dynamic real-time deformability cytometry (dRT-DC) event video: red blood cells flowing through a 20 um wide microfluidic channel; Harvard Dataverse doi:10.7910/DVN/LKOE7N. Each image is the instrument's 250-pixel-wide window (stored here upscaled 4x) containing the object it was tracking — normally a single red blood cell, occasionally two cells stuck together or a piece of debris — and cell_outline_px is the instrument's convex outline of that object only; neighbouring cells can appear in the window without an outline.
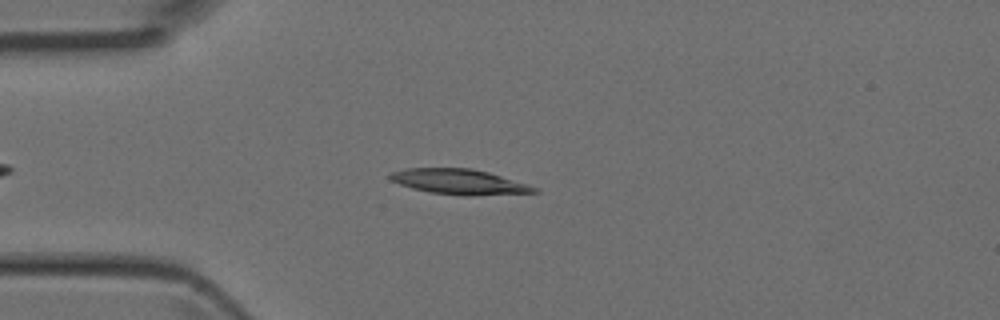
{"species": "Egyptian fruit bat (a non-hibernating species)", "species_latin": "Rousettus aegyptiacus", "temperature_condition": "room temperature", "stored_images_in_passage": 5, "camera_frame_rate_fps": 3000, "um_per_image_px": 0.085, "animal": {"sex": "female"}, "frame": {"image": 1, "passage_image": 4, "time_ms": 1.0, "image_size_px": [1000, 320], "cell_outline_px": [[540, 192], [472, 196], [464, 196], [432, 192], [412, 188], [400, 184], [392, 180], [388, 176], [388, 172], [404, 168], [472, 168], [488, 172], [528, 184], [540, 188]], "centroid_in_image_um": [39.05, 15.45], "position_along_channel_um": 45.9, "area_um2": 21.33}}